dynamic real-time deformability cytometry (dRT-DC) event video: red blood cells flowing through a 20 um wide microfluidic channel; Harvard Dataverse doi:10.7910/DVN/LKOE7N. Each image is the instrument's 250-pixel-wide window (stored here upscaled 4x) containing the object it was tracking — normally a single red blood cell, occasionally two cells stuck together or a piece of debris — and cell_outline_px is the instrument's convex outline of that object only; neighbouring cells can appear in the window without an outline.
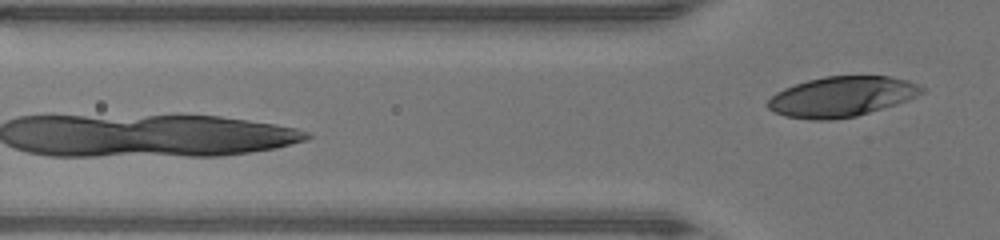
{"species": "human", "species_latin": "Homo sapiens", "temperature_condition": "warm", "stored_images_in_passage": 4, "camera_frame_rate_fps": 3000, "um_per_image_px": 0.085, "donor": {"sex": "male"}, "frame": {"image": 1, "passage_image": 4, "time_ms": 1.0, "image_size_px": [1000, 240], "cell_outline_px": [[924, 92], [908, 100], [896, 104], [856, 116], [832, 120], [812, 120], [784, 116], [768, 108], [768, 100], [776, 92], [784, 88], [808, 80], [824, 76], [888, 76], [908, 80], [924, 88]], "centroid_in_image_um": [71.54, 8.21], "position_along_channel_um": 54.3, "area_um2": 35.89}}